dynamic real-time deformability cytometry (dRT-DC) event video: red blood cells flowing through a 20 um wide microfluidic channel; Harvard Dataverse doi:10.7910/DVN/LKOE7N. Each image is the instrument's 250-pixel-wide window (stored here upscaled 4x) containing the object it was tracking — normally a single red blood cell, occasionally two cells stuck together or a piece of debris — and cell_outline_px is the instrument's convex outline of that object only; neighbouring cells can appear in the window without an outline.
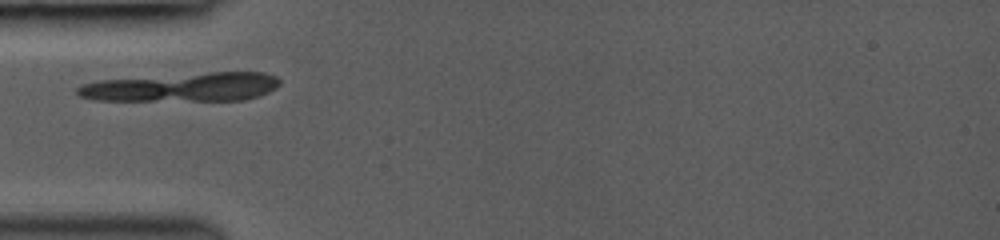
{"species": "common noctule bat (a hibernating species)", "species_latin": "Nyctalus noctula", "temperature_condition": "room temperature", "stored_images_in_passage": 3, "camera_frame_rate_fps": 3000, "um_per_image_px": 0.085, "animal": {"sex": "female", "body_mass_g": 19.0, "forearm_length_mm": 53.3}, "frame": {"image": 1, "passage_image": 1, "time_ms": 0.0, "image_size_px": [1000, 240], "cell_outline_px": [[280, 84], [276, 88], [260, 96], [244, 100], [92, 100], [80, 96], [76, 92], [76, 88], [84, 84], [96, 80], [208, 72], [264, 72], [276, 76], [280, 80]], "centroid_in_image_um": [15.52, 7.4], "position_along_channel_um": 69.5, "area_um2": 34.1}}